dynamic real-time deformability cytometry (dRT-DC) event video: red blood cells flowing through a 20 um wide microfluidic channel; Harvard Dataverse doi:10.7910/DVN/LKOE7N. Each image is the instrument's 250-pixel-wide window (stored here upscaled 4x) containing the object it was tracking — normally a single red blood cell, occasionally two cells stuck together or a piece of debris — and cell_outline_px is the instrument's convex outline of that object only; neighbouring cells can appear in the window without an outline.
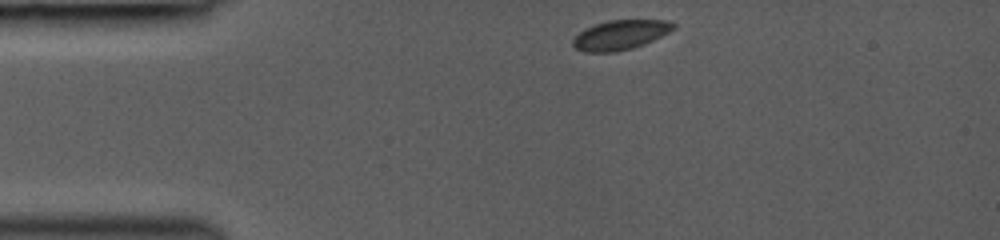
{"species": "common noctule bat (a hibernating species)", "species_latin": "Nyctalus noctula", "temperature_condition": "room temperature", "stored_images_in_passage": 34, "camera_frame_rate_fps": 3000, "um_per_image_px": 0.085, "animal": {"sex": "female", "body_mass_g": 19.0, "forearm_length_mm": 53.3}, "frame": {"image": 1, "passage_image": 1, "time_ms": 0.0, "image_size_px": [1000, 240], "cell_outline_px": [[676, 28], [644, 44], [632, 48], [616, 52], [584, 52], [576, 48], [572, 44], [572, 40], [580, 32], [596, 24], [608, 20], [668, 20], [676, 24]], "centroid_in_image_um": [52.74, 2.97], "position_along_channel_um": 32.3, "area_um2": 17.17}}
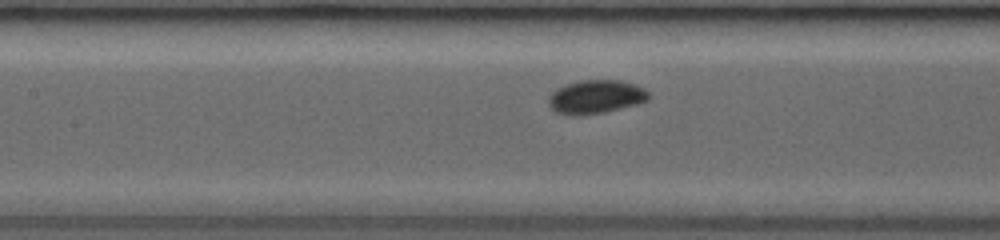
{"frame": {"image": 2, "passage_image": 13, "time_ms": 4.0, "image_size_px": [1000, 240], "cell_outline_px": [[648, 100], [636, 104], [604, 112], [580, 116], [568, 116], [556, 112], [548, 104], [548, 96], [556, 88], [564, 84], [580, 80], [620, 80], [644, 88], [648, 92]], "centroid_in_image_um": [50.58, 8.24], "position_along_channel_um": 156.8, "area_um2": 19.71}}
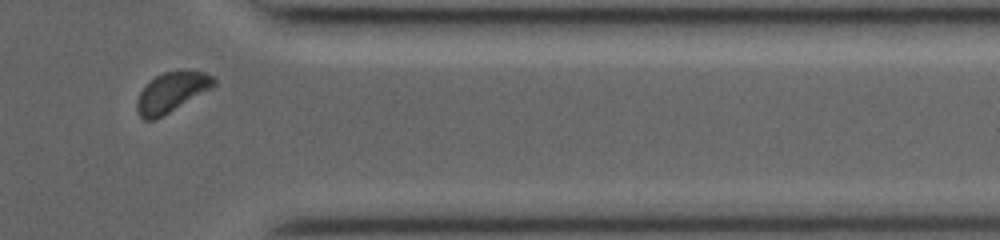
{"frame": {"image": 3, "passage_image": 30, "time_ms": 9.667, "image_size_px": [1000, 240], "cell_outline_px": [[216, 84], [212, 88], [156, 120], [144, 120], [136, 112], [136, 100], [144, 84], [156, 76], [164, 72], [180, 68], [204, 72], [212, 76], [216, 80]], "centroid_in_image_um": [14.57, 7.81], "position_along_channel_um": 396.8, "area_um2": 18.38}, "authors_computed_cell_mechanics": {"area_um2": 18.5538, "velocity_mm_per_s": 4.2676, "shape_relaxation_time_tau1_ms": 4.1838, "shape_relaxation_time_tau2_ms": null, "deformation_change_tau1": 0.0722, "deformation_change_tau2": null}}